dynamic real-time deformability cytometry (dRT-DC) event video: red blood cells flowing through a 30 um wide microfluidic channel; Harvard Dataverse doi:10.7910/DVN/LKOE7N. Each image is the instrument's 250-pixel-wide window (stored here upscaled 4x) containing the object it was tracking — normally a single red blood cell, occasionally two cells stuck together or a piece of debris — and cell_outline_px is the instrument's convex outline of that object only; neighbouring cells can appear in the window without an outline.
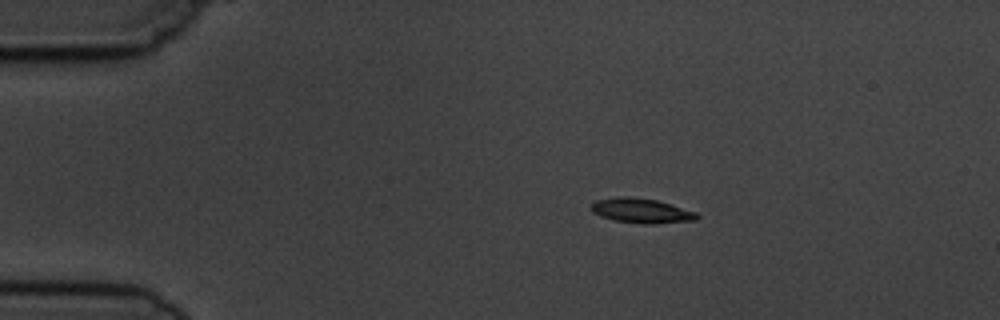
{"species": "common noctule bat (a hibernating species)", "species_latin": "Nyctalus noctula", "temperature_condition": "cold", "stored_images_in_passage": 9, "camera_frame_rate_fps": 3000, "um_per_image_px": 0.085, "animal": {"sex": "male", "body_mass_g": 19.5, "forearm_length_mm": 54.6}, "frame": {"image": 1, "passage_image": 1, "time_ms": 0.0, "image_size_px": [1000, 320], "cell_outline_px": [[700, 216], [696, 220], [652, 224], [644, 224], [616, 220], [600, 216], [592, 212], [588, 208], [596, 200], [616, 196], [632, 196], [656, 200], [696, 212]], "centroid_in_image_um": [54.48, 17.9], "position_along_channel_um": 30.5, "area_um2": 15.26}}
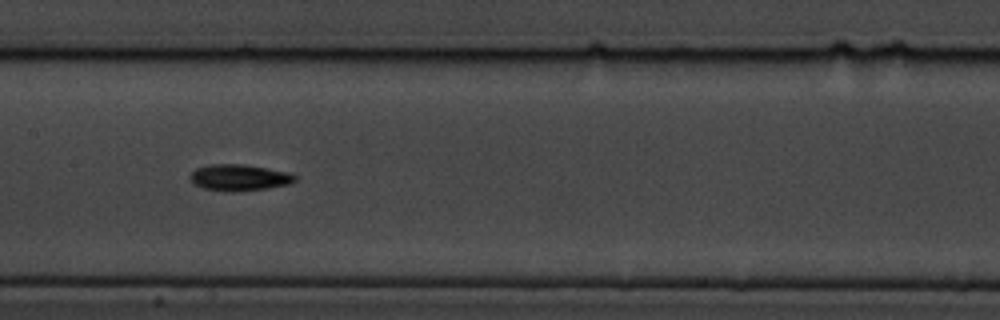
{"frame": {"image": 2, "passage_image": 6, "time_ms": 5.667, "image_size_px": [1000, 320], "cell_outline_px": [[296, 180], [288, 184], [268, 188], [232, 192], [204, 188], [196, 184], [188, 176], [196, 168], [208, 164], [244, 164], [288, 172], [296, 176]], "centroid_in_image_um": [20.33, 15.08], "position_along_channel_um": 187.1, "area_um2": 15.95}}
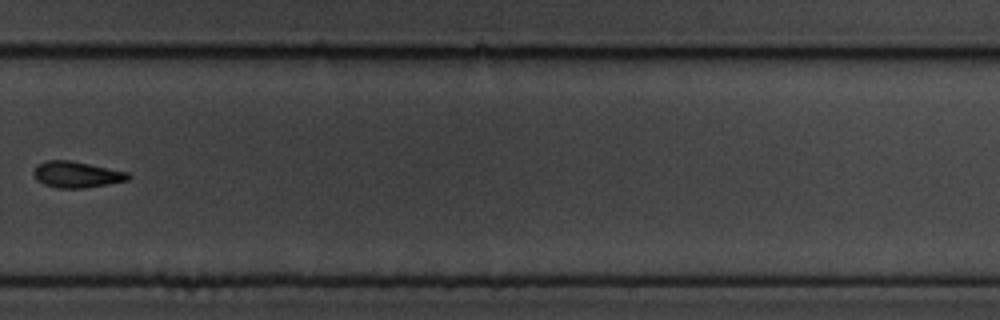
{"frame": {"image": 3, "passage_image": 9, "time_ms": 9.333, "image_size_px": [1000, 320], "cell_outline_px": [[132, 176], [128, 180], [108, 184], [84, 188], [56, 188], [44, 184], [36, 180], [32, 176], [32, 172], [44, 160], [72, 160], [128, 172]], "centroid_in_image_um": [6.5, 14.83], "position_along_channel_um": 323.3, "area_um2": 14.57}}